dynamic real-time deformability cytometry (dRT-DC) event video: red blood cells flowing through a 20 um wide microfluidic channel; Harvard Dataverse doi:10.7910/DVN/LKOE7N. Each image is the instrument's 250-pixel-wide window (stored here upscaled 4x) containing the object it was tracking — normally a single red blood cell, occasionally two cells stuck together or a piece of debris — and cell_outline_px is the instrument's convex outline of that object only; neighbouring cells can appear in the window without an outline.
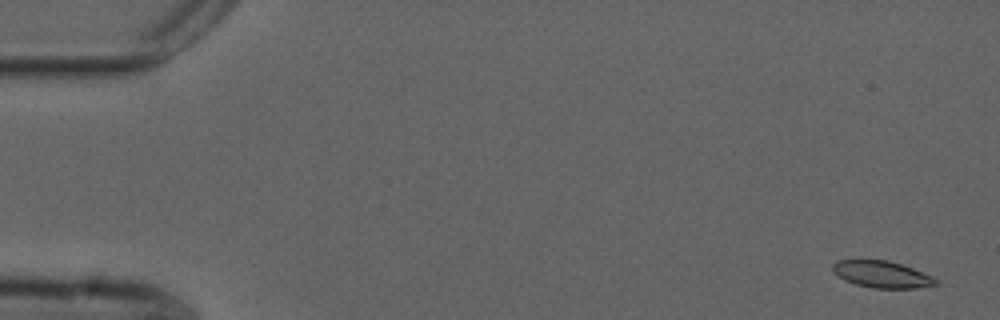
{"species": "common noctule bat (a hibernating species)", "species_latin": "Nyctalus noctula", "temperature_condition": "cold", "stored_images_in_passage": 52, "camera_frame_rate_fps": 3000, "um_per_image_px": 0.085, "animal": {"sex": "male", "forearm_length_mm": 52.5}, "frame": {"image": 1, "passage_image": 1, "time_ms": 0.0, "image_size_px": [1000, 320], "cell_outline_px": [[940, 284], [916, 288], [872, 288], [856, 284], [844, 280], [832, 268], [832, 264], [836, 260], [888, 260], [912, 268], [932, 276], [940, 280]], "centroid_in_image_um": [75.0, 23.32], "position_along_channel_um": 10.0, "area_um2": 16.01}}
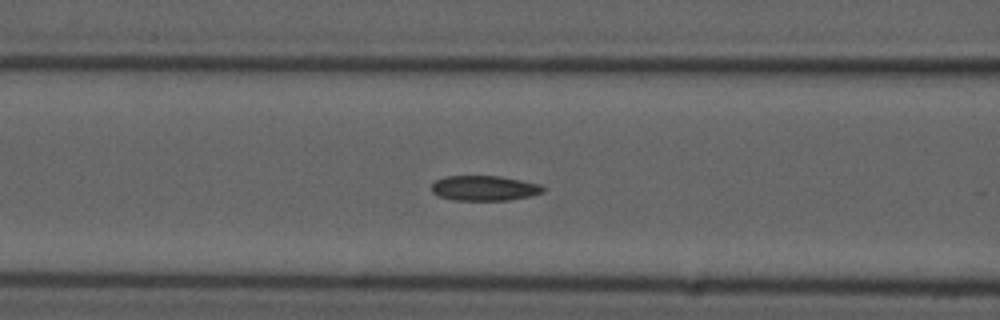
{"frame": {"image": 2, "passage_image": 21, "time_ms": 6.667, "image_size_px": [1000, 320], "cell_outline_px": [[544, 192], [532, 196], [508, 200], [452, 200], [440, 196], [432, 192], [432, 184], [436, 180], [444, 176], [500, 176], [540, 184], [544, 188]], "centroid_in_image_um": [41.18, 15.99], "position_along_channel_um": 125.4, "area_um2": 16.3}}
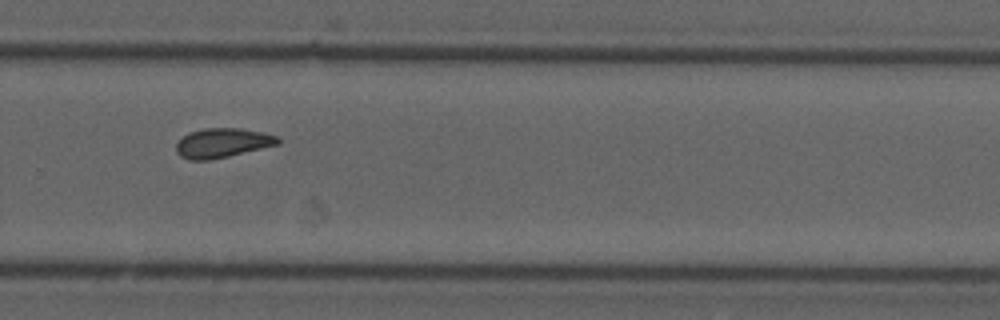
{"frame": {"image": 3, "passage_image": 35, "time_ms": 11.333, "image_size_px": [1000, 320], "cell_outline_px": [[280, 144], [228, 156], [208, 160], [188, 160], [180, 156], [176, 152], [176, 144], [188, 132], [204, 128], [240, 128], [264, 132], [276, 136], [280, 140]], "centroid_in_image_um": [18.9, 12.14], "position_along_channel_um": 310.9, "area_um2": 17.46}, "authors_computed_cell_mechanics": {"area_um2": 17.1666, "velocity_mm_per_s": 3.7287, "shape_relaxation_time_tau1_ms": 9.4637, "shape_relaxation_time_tau2_ms": 3.4254, "deformation_change_tau1": 0.1571, "deformation_change_tau2": 0.0881}}